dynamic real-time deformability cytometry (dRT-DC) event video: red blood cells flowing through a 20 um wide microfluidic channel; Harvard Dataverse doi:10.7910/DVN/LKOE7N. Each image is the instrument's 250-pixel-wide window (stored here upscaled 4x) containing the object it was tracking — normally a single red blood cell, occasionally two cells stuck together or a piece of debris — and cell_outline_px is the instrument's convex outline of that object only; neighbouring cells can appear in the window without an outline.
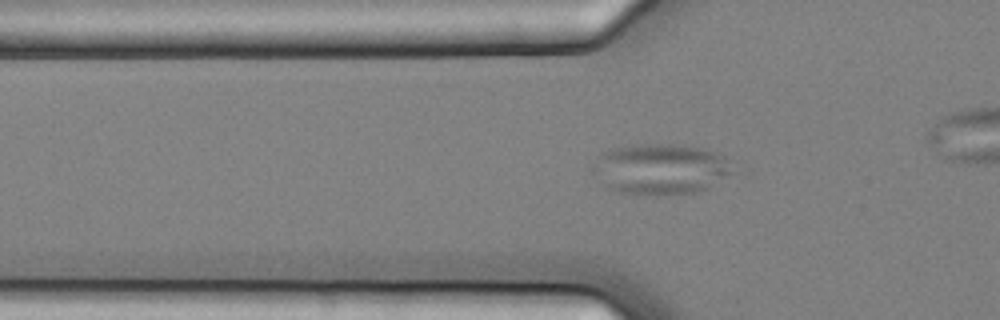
{"species": "common noctule bat (a hibernating species)", "species_latin": "Nyctalus noctula", "temperature_condition": "cold", "stored_images_in_passage": 6, "camera_frame_rate_fps": 3000, "um_per_image_px": 0.085, "animal": {"sex": "female", "body_mass_g": 25.1}, "frame": {"image": 1, "passage_image": 4, "time_ms": 1.0, "image_size_px": [1000, 320], "cell_outline_px": [[728, 172], [724, 176], [708, 188], [696, 192], [656, 196], [636, 196], [604, 188], [600, 160], [600, 152], [616, 148], [640, 144], [684, 144], [700, 148], [724, 156], [728, 160]], "centroid_in_image_um": [56.19, 14.39], "position_along_channel_um": 69.6, "area_um2": 40.11}}